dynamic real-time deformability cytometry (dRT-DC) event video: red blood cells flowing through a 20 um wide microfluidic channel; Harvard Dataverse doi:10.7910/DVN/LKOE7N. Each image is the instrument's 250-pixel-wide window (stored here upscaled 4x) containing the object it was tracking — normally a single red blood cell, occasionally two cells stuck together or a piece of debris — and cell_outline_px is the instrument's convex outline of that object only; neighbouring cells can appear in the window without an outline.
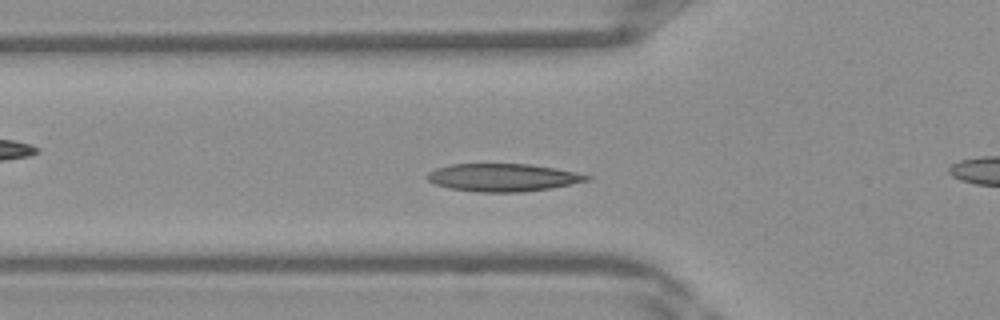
{"species": "Egyptian fruit bat (a non-hibernating species)", "species_latin": "Rousettus aegyptiacus", "temperature_condition": "warm", "stored_images_in_passage": 38, "camera_frame_rate_fps": 3000, "um_per_image_px": 0.085, "frame": {"image": 1, "passage_image": 11, "time_ms": 3.333, "image_size_px": [1000, 320], "cell_outline_px": [[584, 176], [580, 180], [564, 184], [544, 188], [456, 188], [440, 184], [432, 180], [432, 176], [436, 172], [444, 168], [460, 164], [520, 164], [548, 168], [568, 172]], "centroid_in_image_um": [42.71, 15.0], "position_along_channel_um": 83.1, "area_um2": 21.21}}
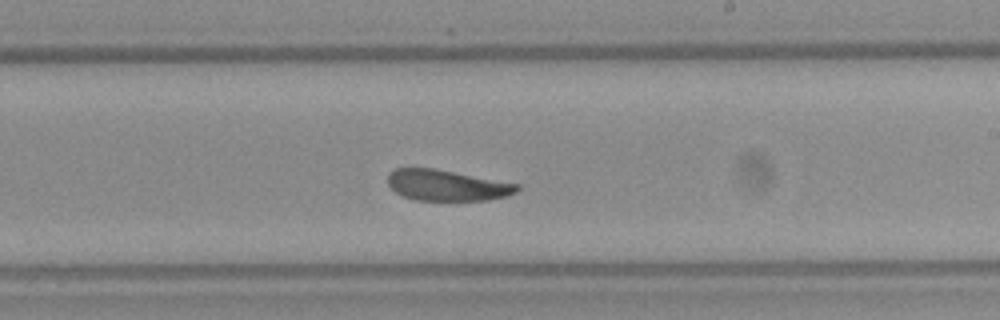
{"frame": {"image": 2, "passage_image": 21, "time_ms": 6.667, "image_size_px": [1000, 320], "cell_outline_px": [[516, 188], [512, 192], [500, 196], [472, 200], [424, 200], [408, 196], [400, 192], [388, 180], [392, 172], [400, 168], [424, 168], [448, 172], [516, 184]], "centroid_in_image_um": [37.93, 15.75], "position_along_channel_um": 251.1, "area_um2": 20.98}}
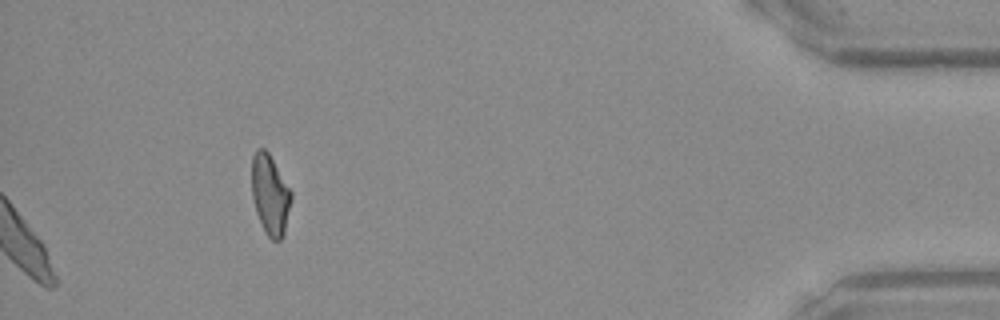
{"frame": {"image": 3, "passage_image": 38, "time_ms": 12.333, "image_size_px": [1000, 320], "cell_outline_px": [[288, 204], [284, 224], [280, 240], [276, 240], [264, 228], [256, 208], [252, 192], [252, 160], [256, 152], [260, 148], [272, 160], [288, 188]], "centroid_in_image_um": [22.89, 16.49], "position_along_channel_um": 412.3, "area_um2": 16.18}}